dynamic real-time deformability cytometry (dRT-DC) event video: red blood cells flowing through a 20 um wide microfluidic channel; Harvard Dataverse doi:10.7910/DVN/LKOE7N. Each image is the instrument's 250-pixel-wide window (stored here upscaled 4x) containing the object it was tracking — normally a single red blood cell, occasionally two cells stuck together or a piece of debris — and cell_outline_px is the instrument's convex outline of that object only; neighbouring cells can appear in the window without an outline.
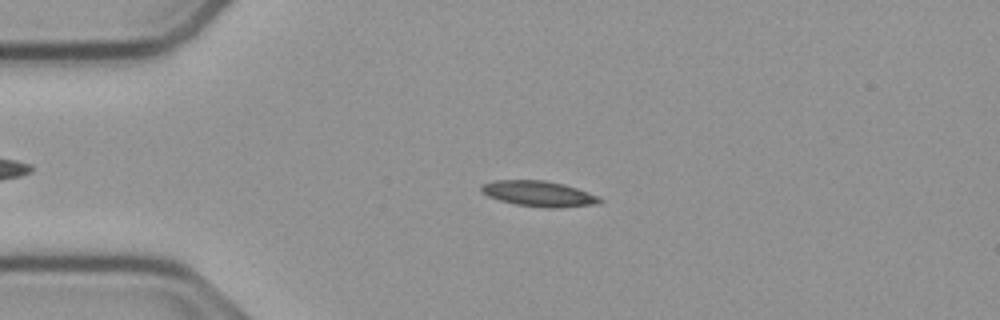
{"species": "common noctule bat (a hibernating species)", "species_latin": "Nyctalus noctula", "temperature_condition": "cold", "stored_images_in_passage": 44, "camera_frame_rate_fps": 3000, "um_per_image_px": 0.085, "animal": {"sex": "male", "body_mass_g": 23.1, "forearm_length_mm": 52.7}, "frame": {"image": 1, "passage_image": 2, "time_ms": 0.333, "image_size_px": [1000, 320], "cell_outline_px": [[604, 200], [596, 204], [560, 208], [548, 208], [516, 204], [500, 200], [488, 196], [480, 192], [480, 184], [496, 180], [544, 180], [564, 184], [600, 196]], "centroid_in_image_um": [45.79, 16.46], "position_along_channel_um": 39.2, "area_um2": 17.74}}
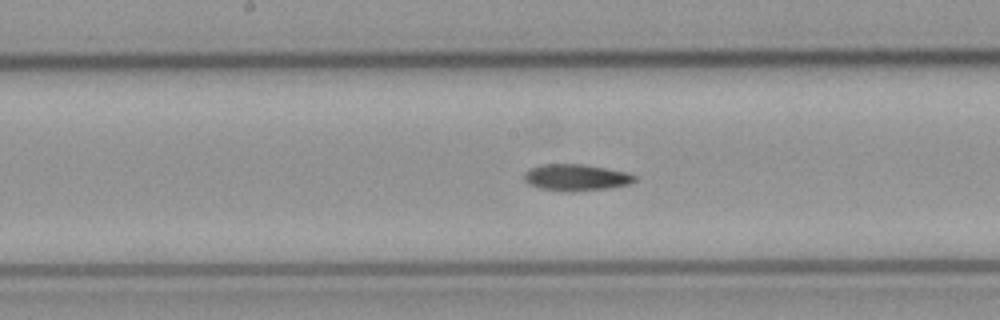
{"frame": {"image": 2, "passage_image": 17, "time_ms": 5.333, "image_size_px": [1000, 320], "cell_outline_px": [[636, 180], [628, 184], [608, 188], [540, 188], [528, 184], [524, 180], [524, 172], [528, 168], [540, 164], [584, 164], [628, 172], [636, 176]], "centroid_in_image_um": [48.95, 15.01], "position_along_channel_um": 199.3, "area_um2": 16.24}}
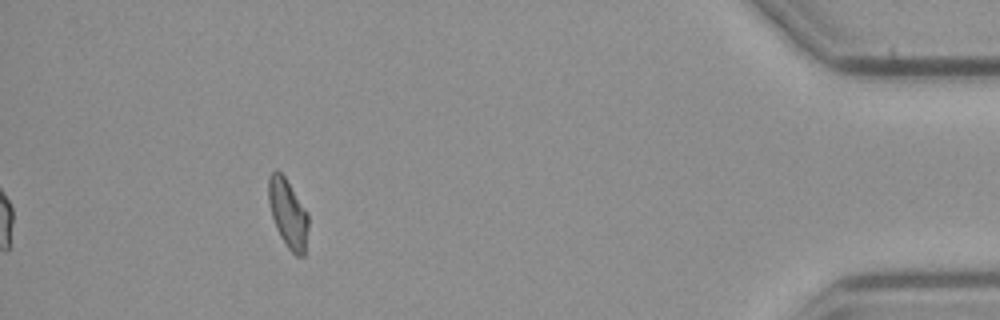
{"frame": {"image": 3, "passage_image": 39, "time_ms": 12.667, "image_size_px": [1000, 320], "cell_outline_px": [[308, 228], [304, 256], [296, 256], [288, 248], [280, 236], [276, 228], [272, 216], [268, 200], [268, 176], [276, 168], [284, 176], [308, 212]], "centroid_in_image_um": [24.47, 18.13], "position_along_channel_um": 410.7, "area_um2": 15.95}}